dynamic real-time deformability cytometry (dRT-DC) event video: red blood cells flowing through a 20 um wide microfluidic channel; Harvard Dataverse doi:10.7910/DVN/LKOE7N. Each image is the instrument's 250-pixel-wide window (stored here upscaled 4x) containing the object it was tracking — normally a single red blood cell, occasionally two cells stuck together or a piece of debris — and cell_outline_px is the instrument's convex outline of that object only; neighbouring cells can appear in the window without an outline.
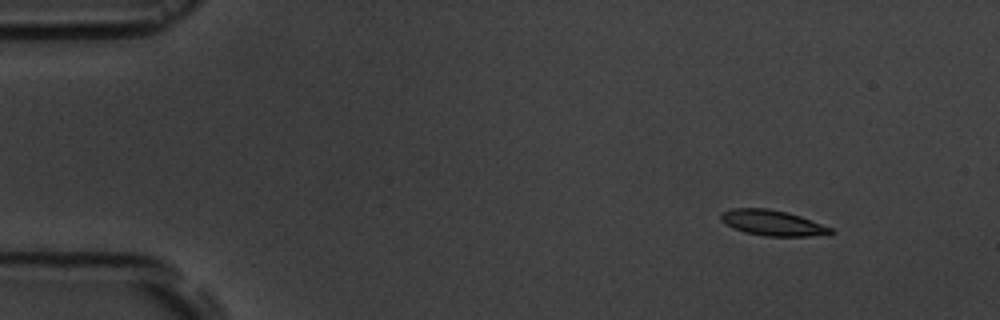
{"species": "common noctule bat (a hibernating species)", "species_latin": "Nyctalus noctula", "temperature_condition": "room temperature", "stored_images_in_passage": 4, "camera_frame_rate_fps": 3000, "um_per_image_px": 0.085, "animal": {"sex": "male", "body_mass_g": 19.5, "forearm_length_mm": 54.6}, "frame": {"image": 1, "passage_image": 1, "time_ms": 0.0, "image_size_px": [1000, 320], "cell_outline_px": [[836, 232], [808, 236], [764, 236], [744, 232], [720, 220], [720, 216], [724, 212], [732, 208], [768, 208], [788, 212], [800, 216], [832, 228]], "centroid_in_image_um": [65.67, 18.94], "position_along_channel_um": 19.3, "area_um2": 16.07}}
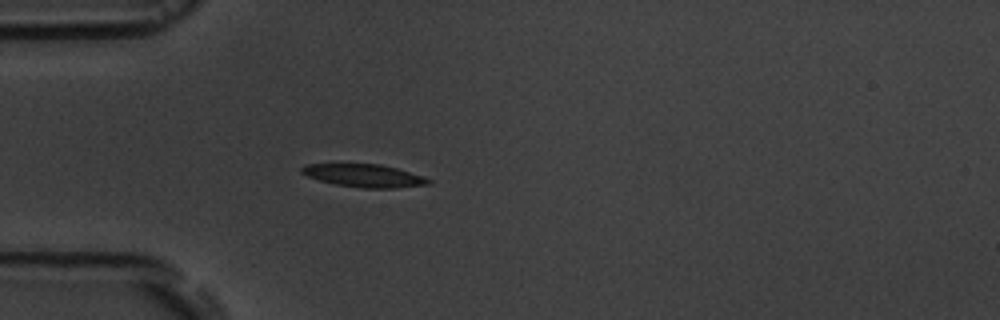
{"frame": {"image": 2, "passage_image": 4, "time_ms": 3.333, "image_size_px": [1000, 320], "cell_outline_px": [[432, 184], [392, 188], [364, 188], [336, 184], [320, 180], [308, 176], [300, 172], [300, 168], [304, 164], [380, 164], [396, 168], [424, 176], [432, 180]], "centroid_in_image_um": [30.98, 14.92], "position_along_channel_um": 54.0, "area_um2": 16.82}}